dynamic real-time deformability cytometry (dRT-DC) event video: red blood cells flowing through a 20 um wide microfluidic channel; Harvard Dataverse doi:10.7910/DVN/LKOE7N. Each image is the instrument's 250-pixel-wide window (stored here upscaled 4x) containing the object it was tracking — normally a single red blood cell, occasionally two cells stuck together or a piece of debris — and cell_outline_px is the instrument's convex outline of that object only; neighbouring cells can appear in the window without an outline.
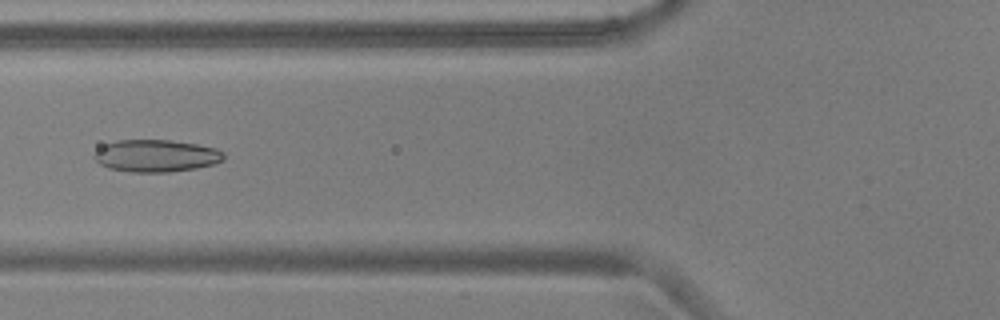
{"species": "common noctule bat (a hibernating species)", "species_latin": "Nyctalus noctula", "temperature_condition": "warm", "stored_images_in_passage": 54, "camera_frame_rate_fps": 3000, "um_per_image_px": 0.085, "animal": {"sex": "male", "body_mass_g": 17.9, "forearm_length_mm": 54.2}, "frame": {"image": 1, "passage_image": 21, "time_ms": 6.667, "image_size_px": [1000, 320], "cell_outline_px": [[224, 160], [212, 164], [196, 168], [168, 172], [132, 172], [108, 168], [100, 164], [92, 156], [104, 144], [116, 140], [168, 140], [196, 144], [216, 148], [224, 152]], "centroid_in_image_um": [13.26, 13.24], "position_along_channel_um": 112.5, "area_um2": 24.28}}
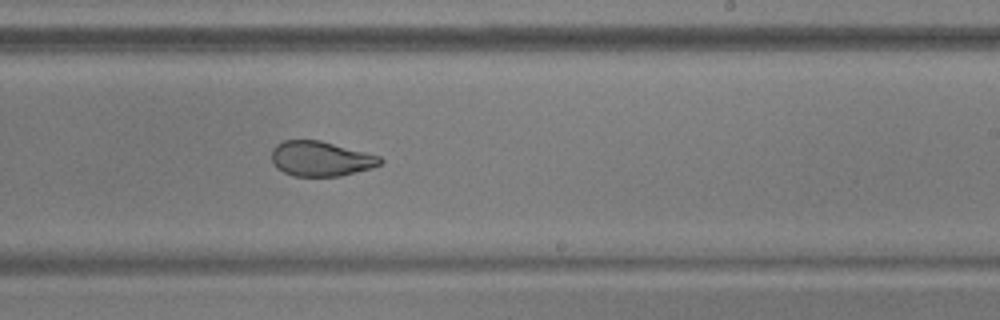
{"frame": {"image": 2, "passage_image": 33, "time_ms": 10.667, "image_size_px": [1000, 320], "cell_outline_px": [[384, 160], [380, 164], [372, 168], [340, 176], [292, 176], [276, 168], [272, 160], [272, 148], [276, 144], [284, 140], [320, 140], [380, 156]], "centroid_in_image_um": [27.25, 13.49], "position_along_channel_um": 261.8, "area_um2": 22.14}}
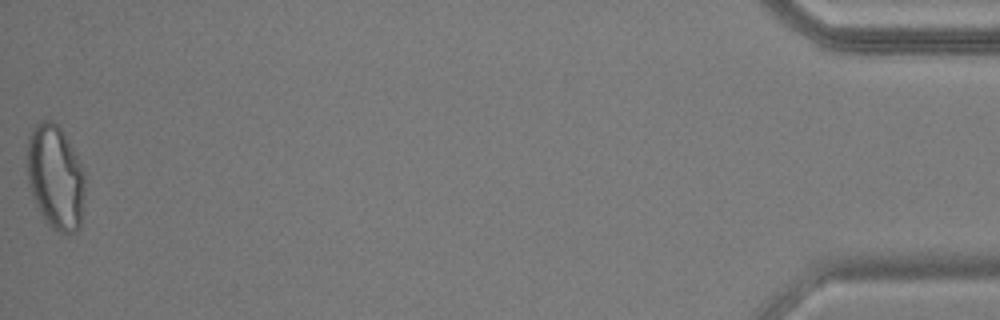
{"frame": {"image": 3, "passage_image": 54, "time_ms": 17.667, "image_size_px": [1000, 320], "cell_outline_px": [[84, 192], [80, 228], [76, 232], [60, 232], [52, 228], [44, 220], [36, 204], [28, 184], [28, 136], [32, 128], [36, 124], [44, 120], [52, 120], [60, 128], [72, 148], [84, 172]], "centroid_in_image_um": [4.71, 15.07], "position_along_channel_um": 430.5, "area_um2": 34.8}, "authors_computed_cell_mechanics": {"area_um2": 25.8366, "velocity_mm_per_s": 3.729, "shape_relaxation_time_tau1_ms": null, "shape_relaxation_time_tau2_ms": 1.4169, "deformation_change_tau1": null, "deformation_change_tau2": 0.0752}}